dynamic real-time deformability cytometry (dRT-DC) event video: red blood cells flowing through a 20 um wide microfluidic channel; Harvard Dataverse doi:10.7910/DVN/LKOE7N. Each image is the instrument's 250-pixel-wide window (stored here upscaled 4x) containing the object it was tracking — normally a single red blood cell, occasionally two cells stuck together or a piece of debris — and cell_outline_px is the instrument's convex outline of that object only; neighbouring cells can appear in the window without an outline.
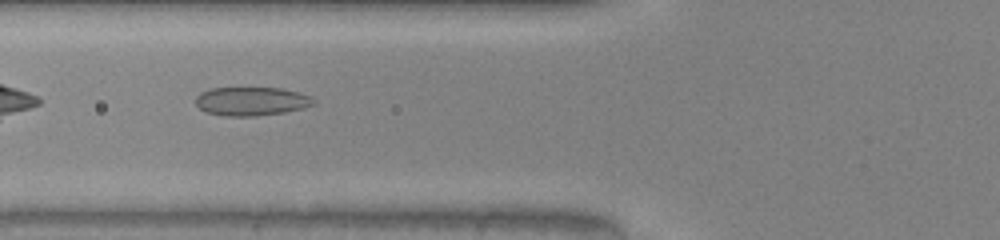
{"species": "common noctule bat (a hibernating species)", "species_latin": "Nyctalus noctula", "temperature_condition": "warm", "stored_images_in_passage": 35, "camera_frame_rate_fps": 3000, "um_per_image_px": 0.085, "animal": {"sex": "male", "body_mass_g": 20.0, "forearm_length_mm": 53.3}, "frame": {"image": 1, "passage_image": 4, "time_ms": 1.0, "image_size_px": [1000, 240], "cell_outline_px": [[316, 104], [284, 112], [256, 116], [224, 116], [204, 112], [196, 104], [196, 96], [200, 92], [212, 88], [280, 88], [300, 92], [312, 96], [316, 100]], "centroid_in_image_um": [21.38, 8.61], "position_along_channel_um": 104.4, "area_um2": 19.83}}
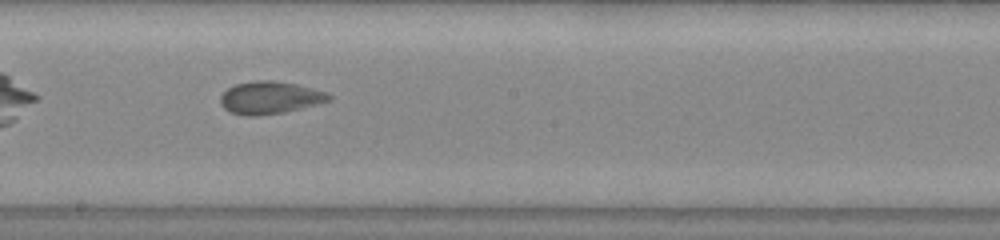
{"frame": {"image": 2, "passage_image": 13, "time_ms": 4.0, "image_size_px": [1000, 240], "cell_outline_px": [[332, 100], [284, 112], [252, 116], [248, 116], [232, 112], [224, 108], [220, 104], [220, 96], [228, 88], [236, 84], [256, 80], [272, 80], [296, 84], [328, 92], [332, 96]], "centroid_in_image_um": [22.96, 8.29], "position_along_channel_um": 225.2, "area_um2": 20.4}}
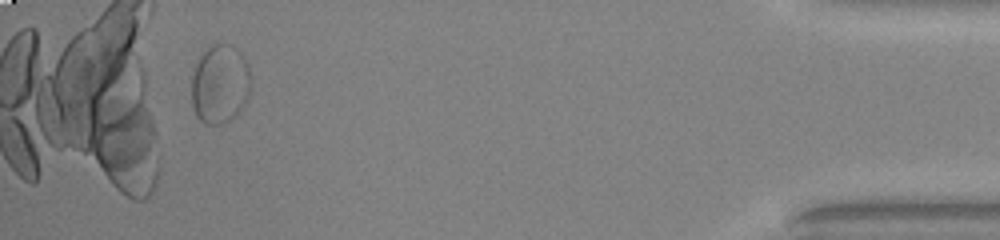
{"frame": {"image": 3, "passage_image": 32, "time_ms": 10.333, "image_size_px": [1000, 240], "cell_outline_px": [[252, 80], [248, 96], [244, 104], [228, 120], [220, 124], [208, 124], [200, 120], [196, 116], [192, 108], [192, 76], [196, 64], [200, 56], [212, 44], [228, 44], [236, 48], [244, 56], [248, 64]], "centroid_in_image_um": [18.7, 7.12], "position_along_channel_um": 416.5, "area_um2": 27.22}}